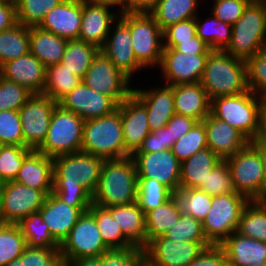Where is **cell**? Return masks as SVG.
<instances>
[{
    "instance_id": "6da1fadb",
    "label": "cell",
    "mask_w": 266,
    "mask_h": 266,
    "mask_svg": "<svg viewBox=\"0 0 266 266\" xmlns=\"http://www.w3.org/2000/svg\"><path fill=\"white\" fill-rule=\"evenodd\" d=\"M103 162L83 151L53 158L52 193L70 206L90 207Z\"/></svg>"
},
{
    "instance_id": "7a4b0ae2",
    "label": "cell",
    "mask_w": 266,
    "mask_h": 266,
    "mask_svg": "<svg viewBox=\"0 0 266 266\" xmlns=\"http://www.w3.org/2000/svg\"><path fill=\"white\" fill-rule=\"evenodd\" d=\"M138 176L132 156L104 160L92 204L103 208L137 202Z\"/></svg>"
},
{
    "instance_id": "3957f363",
    "label": "cell",
    "mask_w": 266,
    "mask_h": 266,
    "mask_svg": "<svg viewBox=\"0 0 266 266\" xmlns=\"http://www.w3.org/2000/svg\"><path fill=\"white\" fill-rule=\"evenodd\" d=\"M209 100L243 94L249 90L246 61L225 50H211L200 81Z\"/></svg>"
},
{
    "instance_id": "277c9868",
    "label": "cell",
    "mask_w": 266,
    "mask_h": 266,
    "mask_svg": "<svg viewBox=\"0 0 266 266\" xmlns=\"http://www.w3.org/2000/svg\"><path fill=\"white\" fill-rule=\"evenodd\" d=\"M266 49V0H251L241 18L232 25L231 42L225 49L247 60Z\"/></svg>"
},
{
    "instance_id": "5b68a950",
    "label": "cell",
    "mask_w": 266,
    "mask_h": 266,
    "mask_svg": "<svg viewBox=\"0 0 266 266\" xmlns=\"http://www.w3.org/2000/svg\"><path fill=\"white\" fill-rule=\"evenodd\" d=\"M81 151L103 160L125 157V145L120 111L86 120Z\"/></svg>"
},
{
    "instance_id": "8992f818",
    "label": "cell",
    "mask_w": 266,
    "mask_h": 266,
    "mask_svg": "<svg viewBox=\"0 0 266 266\" xmlns=\"http://www.w3.org/2000/svg\"><path fill=\"white\" fill-rule=\"evenodd\" d=\"M262 97L251 90L243 94L217 97L211 100L210 113L239 130L249 141L259 132Z\"/></svg>"
},
{
    "instance_id": "52a82bcc",
    "label": "cell",
    "mask_w": 266,
    "mask_h": 266,
    "mask_svg": "<svg viewBox=\"0 0 266 266\" xmlns=\"http://www.w3.org/2000/svg\"><path fill=\"white\" fill-rule=\"evenodd\" d=\"M129 27L131 45L136 60L147 70L159 68L163 53V34L155 18L147 13H120ZM150 67V68H149Z\"/></svg>"
},
{
    "instance_id": "ba28073f",
    "label": "cell",
    "mask_w": 266,
    "mask_h": 266,
    "mask_svg": "<svg viewBox=\"0 0 266 266\" xmlns=\"http://www.w3.org/2000/svg\"><path fill=\"white\" fill-rule=\"evenodd\" d=\"M248 203L245 196L235 191L212 196L211 208L202 221L205 238L211 245L220 246L237 231L241 213Z\"/></svg>"
},
{
    "instance_id": "9c48e42d",
    "label": "cell",
    "mask_w": 266,
    "mask_h": 266,
    "mask_svg": "<svg viewBox=\"0 0 266 266\" xmlns=\"http://www.w3.org/2000/svg\"><path fill=\"white\" fill-rule=\"evenodd\" d=\"M84 122L79 115L57 104L46 139L38 151L50 158L81 151Z\"/></svg>"
},
{
    "instance_id": "30bf717a",
    "label": "cell",
    "mask_w": 266,
    "mask_h": 266,
    "mask_svg": "<svg viewBox=\"0 0 266 266\" xmlns=\"http://www.w3.org/2000/svg\"><path fill=\"white\" fill-rule=\"evenodd\" d=\"M224 160L230 168L235 192L249 201H266L262 161L258 150L250 142Z\"/></svg>"
},
{
    "instance_id": "8fae6325",
    "label": "cell",
    "mask_w": 266,
    "mask_h": 266,
    "mask_svg": "<svg viewBox=\"0 0 266 266\" xmlns=\"http://www.w3.org/2000/svg\"><path fill=\"white\" fill-rule=\"evenodd\" d=\"M89 88L111 97L118 105L133 92L134 83L100 50L82 80Z\"/></svg>"
},
{
    "instance_id": "7c38bea8",
    "label": "cell",
    "mask_w": 266,
    "mask_h": 266,
    "mask_svg": "<svg viewBox=\"0 0 266 266\" xmlns=\"http://www.w3.org/2000/svg\"><path fill=\"white\" fill-rule=\"evenodd\" d=\"M108 249L97 228L95 217L89 211L79 217L60 245L64 266L76 259L101 256Z\"/></svg>"
},
{
    "instance_id": "4fadbf2b",
    "label": "cell",
    "mask_w": 266,
    "mask_h": 266,
    "mask_svg": "<svg viewBox=\"0 0 266 266\" xmlns=\"http://www.w3.org/2000/svg\"><path fill=\"white\" fill-rule=\"evenodd\" d=\"M57 102L43 94H32L18 110L23 130L24 147L38 150L44 143Z\"/></svg>"
},
{
    "instance_id": "5bb4252c",
    "label": "cell",
    "mask_w": 266,
    "mask_h": 266,
    "mask_svg": "<svg viewBox=\"0 0 266 266\" xmlns=\"http://www.w3.org/2000/svg\"><path fill=\"white\" fill-rule=\"evenodd\" d=\"M211 246L209 242L174 241L159 236L145 246L144 261L149 266H188Z\"/></svg>"
},
{
    "instance_id": "9a60e30c",
    "label": "cell",
    "mask_w": 266,
    "mask_h": 266,
    "mask_svg": "<svg viewBox=\"0 0 266 266\" xmlns=\"http://www.w3.org/2000/svg\"><path fill=\"white\" fill-rule=\"evenodd\" d=\"M207 57L208 54H185L163 47L159 78L163 84L170 86L199 83Z\"/></svg>"
},
{
    "instance_id": "2e32d148",
    "label": "cell",
    "mask_w": 266,
    "mask_h": 266,
    "mask_svg": "<svg viewBox=\"0 0 266 266\" xmlns=\"http://www.w3.org/2000/svg\"><path fill=\"white\" fill-rule=\"evenodd\" d=\"M3 223L18 224L22 219L37 213L43 206L46 194L16 181L0 186Z\"/></svg>"
},
{
    "instance_id": "e0dca14e",
    "label": "cell",
    "mask_w": 266,
    "mask_h": 266,
    "mask_svg": "<svg viewBox=\"0 0 266 266\" xmlns=\"http://www.w3.org/2000/svg\"><path fill=\"white\" fill-rule=\"evenodd\" d=\"M138 178H152L167 186L172 192L180 189L181 162L171 149L154 153H134Z\"/></svg>"
},
{
    "instance_id": "ac0fdd59",
    "label": "cell",
    "mask_w": 266,
    "mask_h": 266,
    "mask_svg": "<svg viewBox=\"0 0 266 266\" xmlns=\"http://www.w3.org/2000/svg\"><path fill=\"white\" fill-rule=\"evenodd\" d=\"M101 51L116 68L132 81L137 78L134 77L136 73L145 72V68L136 60L134 55L129 27L119 17L111 25L109 35Z\"/></svg>"
},
{
    "instance_id": "d6986e66",
    "label": "cell",
    "mask_w": 266,
    "mask_h": 266,
    "mask_svg": "<svg viewBox=\"0 0 266 266\" xmlns=\"http://www.w3.org/2000/svg\"><path fill=\"white\" fill-rule=\"evenodd\" d=\"M148 87L133 86L132 94L145 106L148 114V124L152 131L164 128L176 114L173 86L160 84ZM150 86V87H149ZM141 87L143 89H141Z\"/></svg>"
},
{
    "instance_id": "ffe728a7",
    "label": "cell",
    "mask_w": 266,
    "mask_h": 266,
    "mask_svg": "<svg viewBox=\"0 0 266 266\" xmlns=\"http://www.w3.org/2000/svg\"><path fill=\"white\" fill-rule=\"evenodd\" d=\"M58 105L79 115L84 121L111 114L118 108L111 97L89 88L83 81L63 97Z\"/></svg>"
},
{
    "instance_id": "44dd1931",
    "label": "cell",
    "mask_w": 266,
    "mask_h": 266,
    "mask_svg": "<svg viewBox=\"0 0 266 266\" xmlns=\"http://www.w3.org/2000/svg\"><path fill=\"white\" fill-rule=\"evenodd\" d=\"M119 13L108 5L97 4L91 0H82V20L78 39L102 49L111 25L118 19Z\"/></svg>"
},
{
    "instance_id": "7402d4cb",
    "label": "cell",
    "mask_w": 266,
    "mask_h": 266,
    "mask_svg": "<svg viewBox=\"0 0 266 266\" xmlns=\"http://www.w3.org/2000/svg\"><path fill=\"white\" fill-rule=\"evenodd\" d=\"M117 109L122 121L125 157L132 156L151 132L147 110L133 94L124 99Z\"/></svg>"
},
{
    "instance_id": "603a6c76",
    "label": "cell",
    "mask_w": 266,
    "mask_h": 266,
    "mask_svg": "<svg viewBox=\"0 0 266 266\" xmlns=\"http://www.w3.org/2000/svg\"><path fill=\"white\" fill-rule=\"evenodd\" d=\"M90 207H74L60 200L54 193L46 196L38 211L49 228L53 239L61 245L79 217Z\"/></svg>"
},
{
    "instance_id": "cb8c5ba5",
    "label": "cell",
    "mask_w": 266,
    "mask_h": 266,
    "mask_svg": "<svg viewBox=\"0 0 266 266\" xmlns=\"http://www.w3.org/2000/svg\"><path fill=\"white\" fill-rule=\"evenodd\" d=\"M0 76L26 87L33 94H42L46 81V67L30 52L0 67Z\"/></svg>"
},
{
    "instance_id": "d4e9b609",
    "label": "cell",
    "mask_w": 266,
    "mask_h": 266,
    "mask_svg": "<svg viewBox=\"0 0 266 266\" xmlns=\"http://www.w3.org/2000/svg\"><path fill=\"white\" fill-rule=\"evenodd\" d=\"M82 20V0H63L43 18L39 28L66 40L78 39Z\"/></svg>"
},
{
    "instance_id": "484cf974",
    "label": "cell",
    "mask_w": 266,
    "mask_h": 266,
    "mask_svg": "<svg viewBox=\"0 0 266 266\" xmlns=\"http://www.w3.org/2000/svg\"><path fill=\"white\" fill-rule=\"evenodd\" d=\"M208 148L223 160L243 149L250 141L236 128L211 113L203 121Z\"/></svg>"
},
{
    "instance_id": "4316f807",
    "label": "cell",
    "mask_w": 266,
    "mask_h": 266,
    "mask_svg": "<svg viewBox=\"0 0 266 266\" xmlns=\"http://www.w3.org/2000/svg\"><path fill=\"white\" fill-rule=\"evenodd\" d=\"M17 183L42 190L46 195L53 191V158L32 150L24 159L15 178Z\"/></svg>"
},
{
    "instance_id": "83f0119b",
    "label": "cell",
    "mask_w": 266,
    "mask_h": 266,
    "mask_svg": "<svg viewBox=\"0 0 266 266\" xmlns=\"http://www.w3.org/2000/svg\"><path fill=\"white\" fill-rule=\"evenodd\" d=\"M220 247L229 266H256L266 261V243L232 233Z\"/></svg>"
},
{
    "instance_id": "f1b7e54d",
    "label": "cell",
    "mask_w": 266,
    "mask_h": 266,
    "mask_svg": "<svg viewBox=\"0 0 266 266\" xmlns=\"http://www.w3.org/2000/svg\"><path fill=\"white\" fill-rule=\"evenodd\" d=\"M175 113L202 122L210 114L211 101L201 83L173 86Z\"/></svg>"
},
{
    "instance_id": "f546056e",
    "label": "cell",
    "mask_w": 266,
    "mask_h": 266,
    "mask_svg": "<svg viewBox=\"0 0 266 266\" xmlns=\"http://www.w3.org/2000/svg\"><path fill=\"white\" fill-rule=\"evenodd\" d=\"M116 220L123 235L134 245H147L145 213L137 202L106 208Z\"/></svg>"
},
{
    "instance_id": "4dcf8cb0",
    "label": "cell",
    "mask_w": 266,
    "mask_h": 266,
    "mask_svg": "<svg viewBox=\"0 0 266 266\" xmlns=\"http://www.w3.org/2000/svg\"><path fill=\"white\" fill-rule=\"evenodd\" d=\"M223 159L208 147L181 163L180 189H198Z\"/></svg>"
},
{
    "instance_id": "1f68e13d",
    "label": "cell",
    "mask_w": 266,
    "mask_h": 266,
    "mask_svg": "<svg viewBox=\"0 0 266 266\" xmlns=\"http://www.w3.org/2000/svg\"><path fill=\"white\" fill-rule=\"evenodd\" d=\"M68 40L39 27L29 28L30 53L48 68L61 63Z\"/></svg>"
},
{
    "instance_id": "d6a6232c",
    "label": "cell",
    "mask_w": 266,
    "mask_h": 266,
    "mask_svg": "<svg viewBox=\"0 0 266 266\" xmlns=\"http://www.w3.org/2000/svg\"><path fill=\"white\" fill-rule=\"evenodd\" d=\"M200 4L204 5L200 0H159L150 14L163 30L169 25L195 18L199 14Z\"/></svg>"
},
{
    "instance_id": "836d02e7",
    "label": "cell",
    "mask_w": 266,
    "mask_h": 266,
    "mask_svg": "<svg viewBox=\"0 0 266 266\" xmlns=\"http://www.w3.org/2000/svg\"><path fill=\"white\" fill-rule=\"evenodd\" d=\"M209 15L202 18L199 13L195 17L197 36L208 44L211 50H225L231 42L232 25L217 19L212 12Z\"/></svg>"
},
{
    "instance_id": "e575fe53",
    "label": "cell",
    "mask_w": 266,
    "mask_h": 266,
    "mask_svg": "<svg viewBox=\"0 0 266 266\" xmlns=\"http://www.w3.org/2000/svg\"><path fill=\"white\" fill-rule=\"evenodd\" d=\"M236 232L266 243V201H249L241 213Z\"/></svg>"
},
{
    "instance_id": "d590c367",
    "label": "cell",
    "mask_w": 266,
    "mask_h": 266,
    "mask_svg": "<svg viewBox=\"0 0 266 266\" xmlns=\"http://www.w3.org/2000/svg\"><path fill=\"white\" fill-rule=\"evenodd\" d=\"M100 51L97 47L79 39L69 40L61 64L82 80L93 58Z\"/></svg>"
},
{
    "instance_id": "8d00e7d4",
    "label": "cell",
    "mask_w": 266,
    "mask_h": 266,
    "mask_svg": "<svg viewBox=\"0 0 266 266\" xmlns=\"http://www.w3.org/2000/svg\"><path fill=\"white\" fill-rule=\"evenodd\" d=\"M180 212L173 197L145 214L147 244L172 228L179 220Z\"/></svg>"
},
{
    "instance_id": "74e56055",
    "label": "cell",
    "mask_w": 266,
    "mask_h": 266,
    "mask_svg": "<svg viewBox=\"0 0 266 266\" xmlns=\"http://www.w3.org/2000/svg\"><path fill=\"white\" fill-rule=\"evenodd\" d=\"M82 82L61 63L46 68V81L43 95L57 103Z\"/></svg>"
},
{
    "instance_id": "f35d334b",
    "label": "cell",
    "mask_w": 266,
    "mask_h": 266,
    "mask_svg": "<svg viewBox=\"0 0 266 266\" xmlns=\"http://www.w3.org/2000/svg\"><path fill=\"white\" fill-rule=\"evenodd\" d=\"M29 52V27L17 23L0 32V67Z\"/></svg>"
},
{
    "instance_id": "ab89813d",
    "label": "cell",
    "mask_w": 266,
    "mask_h": 266,
    "mask_svg": "<svg viewBox=\"0 0 266 266\" xmlns=\"http://www.w3.org/2000/svg\"><path fill=\"white\" fill-rule=\"evenodd\" d=\"M181 215L203 221L211 208L212 196L199 189H179L172 192Z\"/></svg>"
},
{
    "instance_id": "60d3db41",
    "label": "cell",
    "mask_w": 266,
    "mask_h": 266,
    "mask_svg": "<svg viewBox=\"0 0 266 266\" xmlns=\"http://www.w3.org/2000/svg\"><path fill=\"white\" fill-rule=\"evenodd\" d=\"M94 217L100 235L109 248H126L134 246L124 235L111 213L103 207L92 204L88 210Z\"/></svg>"
},
{
    "instance_id": "b9f144b4",
    "label": "cell",
    "mask_w": 266,
    "mask_h": 266,
    "mask_svg": "<svg viewBox=\"0 0 266 266\" xmlns=\"http://www.w3.org/2000/svg\"><path fill=\"white\" fill-rule=\"evenodd\" d=\"M25 237L27 246L36 248H60L39 212L22 219L17 224Z\"/></svg>"
},
{
    "instance_id": "7bdbcfd3",
    "label": "cell",
    "mask_w": 266,
    "mask_h": 266,
    "mask_svg": "<svg viewBox=\"0 0 266 266\" xmlns=\"http://www.w3.org/2000/svg\"><path fill=\"white\" fill-rule=\"evenodd\" d=\"M27 243L19 226L14 223H0V266H7L20 258Z\"/></svg>"
},
{
    "instance_id": "ee69618b",
    "label": "cell",
    "mask_w": 266,
    "mask_h": 266,
    "mask_svg": "<svg viewBox=\"0 0 266 266\" xmlns=\"http://www.w3.org/2000/svg\"><path fill=\"white\" fill-rule=\"evenodd\" d=\"M172 197V191L152 178H138L137 203L146 214Z\"/></svg>"
},
{
    "instance_id": "f6af8a7d",
    "label": "cell",
    "mask_w": 266,
    "mask_h": 266,
    "mask_svg": "<svg viewBox=\"0 0 266 266\" xmlns=\"http://www.w3.org/2000/svg\"><path fill=\"white\" fill-rule=\"evenodd\" d=\"M63 0H16L17 23L26 27H38L44 16Z\"/></svg>"
},
{
    "instance_id": "bcb514c9",
    "label": "cell",
    "mask_w": 266,
    "mask_h": 266,
    "mask_svg": "<svg viewBox=\"0 0 266 266\" xmlns=\"http://www.w3.org/2000/svg\"><path fill=\"white\" fill-rule=\"evenodd\" d=\"M206 130L203 122H197L184 136L173 144L171 151L182 163L196 152L207 148Z\"/></svg>"
},
{
    "instance_id": "7dc6e473",
    "label": "cell",
    "mask_w": 266,
    "mask_h": 266,
    "mask_svg": "<svg viewBox=\"0 0 266 266\" xmlns=\"http://www.w3.org/2000/svg\"><path fill=\"white\" fill-rule=\"evenodd\" d=\"M32 150L17 145H0V182L14 181L25 157Z\"/></svg>"
},
{
    "instance_id": "c3c4849f",
    "label": "cell",
    "mask_w": 266,
    "mask_h": 266,
    "mask_svg": "<svg viewBox=\"0 0 266 266\" xmlns=\"http://www.w3.org/2000/svg\"><path fill=\"white\" fill-rule=\"evenodd\" d=\"M164 238L174 241L208 242L202 222L188 215H180L179 220L163 234Z\"/></svg>"
},
{
    "instance_id": "681fc988",
    "label": "cell",
    "mask_w": 266,
    "mask_h": 266,
    "mask_svg": "<svg viewBox=\"0 0 266 266\" xmlns=\"http://www.w3.org/2000/svg\"><path fill=\"white\" fill-rule=\"evenodd\" d=\"M210 196H218L234 192L230 168L225 160H222L211 170L205 182L198 188Z\"/></svg>"
},
{
    "instance_id": "f907efd6",
    "label": "cell",
    "mask_w": 266,
    "mask_h": 266,
    "mask_svg": "<svg viewBox=\"0 0 266 266\" xmlns=\"http://www.w3.org/2000/svg\"><path fill=\"white\" fill-rule=\"evenodd\" d=\"M32 94L26 87L0 76V111H18Z\"/></svg>"
},
{
    "instance_id": "816d5d0a",
    "label": "cell",
    "mask_w": 266,
    "mask_h": 266,
    "mask_svg": "<svg viewBox=\"0 0 266 266\" xmlns=\"http://www.w3.org/2000/svg\"><path fill=\"white\" fill-rule=\"evenodd\" d=\"M248 87L259 97H266V49L246 60Z\"/></svg>"
},
{
    "instance_id": "f5cc1de1",
    "label": "cell",
    "mask_w": 266,
    "mask_h": 266,
    "mask_svg": "<svg viewBox=\"0 0 266 266\" xmlns=\"http://www.w3.org/2000/svg\"><path fill=\"white\" fill-rule=\"evenodd\" d=\"M0 145L24 146L23 130L18 111H0Z\"/></svg>"
},
{
    "instance_id": "db71d44e",
    "label": "cell",
    "mask_w": 266,
    "mask_h": 266,
    "mask_svg": "<svg viewBox=\"0 0 266 266\" xmlns=\"http://www.w3.org/2000/svg\"><path fill=\"white\" fill-rule=\"evenodd\" d=\"M144 262V248L132 246L112 248L101 255V266H140Z\"/></svg>"
},
{
    "instance_id": "11a10c76",
    "label": "cell",
    "mask_w": 266,
    "mask_h": 266,
    "mask_svg": "<svg viewBox=\"0 0 266 266\" xmlns=\"http://www.w3.org/2000/svg\"><path fill=\"white\" fill-rule=\"evenodd\" d=\"M251 0H216L211 2L212 7L208 10L222 22L233 25L236 23Z\"/></svg>"
},
{
    "instance_id": "9f6ffc18",
    "label": "cell",
    "mask_w": 266,
    "mask_h": 266,
    "mask_svg": "<svg viewBox=\"0 0 266 266\" xmlns=\"http://www.w3.org/2000/svg\"><path fill=\"white\" fill-rule=\"evenodd\" d=\"M20 259H27V266H64L60 248L26 246Z\"/></svg>"
},
{
    "instance_id": "6f0895ef",
    "label": "cell",
    "mask_w": 266,
    "mask_h": 266,
    "mask_svg": "<svg viewBox=\"0 0 266 266\" xmlns=\"http://www.w3.org/2000/svg\"><path fill=\"white\" fill-rule=\"evenodd\" d=\"M196 31L197 25L195 18L169 25L162 30L163 47L174 48L180 41L190 40L196 36Z\"/></svg>"
},
{
    "instance_id": "680465c9",
    "label": "cell",
    "mask_w": 266,
    "mask_h": 266,
    "mask_svg": "<svg viewBox=\"0 0 266 266\" xmlns=\"http://www.w3.org/2000/svg\"><path fill=\"white\" fill-rule=\"evenodd\" d=\"M174 143L175 141L171 140L169 129L164 127L150 132L135 153H154L171 149Z\"/></svg>"
},
{
    "instance_id": "91938a15",
    "label": "cell",
    "mask_w": 266,
    "mask_h": 266,
    "mask_svg": "<svg viewBox=\"0 0 266 266\" xmlns=\"http://www.w3.org/2000/svg\"><path fill=\"white\" fill-rule=\"evenodd\" d=\"M188 266H229L226 254L220 246L206 248Z\"/></svg>"
},
{
    "instance_id": "94428289",
    "label": "cell",
    "mask_w": 266,
    "mask_h": 266,
    "mask_svg": "<svg viewBox=\"0 0 266 266\" xmlns=\"http://www.w3.org/2000/svg\"><path fill=\"white\" fill-rule=\"evenodd\" d=\"M197 122L198 121L192 117L175 114L165 127L170 131L171 140L177 141Z\"/></svg>"
},
{
    "instance_id": "6125c7cd",
    "label": "cell",
    "mask_w": 266,
    "mask_h": 266,
    "mask_svg": "<svg viewBox=\"0 0 266 266\" xmlns=\"http://www.w3.org/2000/svg\"><path fill=\"white\" fill-rule=\"evenodd\" d=\"M17 24L16 4L8 0H0V32Z\"/></svg>"
},
{
    "instance_id": "be15d7a7",
    "label": "cell",
    "mask_w": 266,
    "mask_h": 266,
    "mask_svg": "<svg viewBox=\"0 0 266 266\" xmlns=\"http://www.w3.org/2000/svg\"><path fill=\"white\" fill-rule=\"evenodd\" d=\"M174 49L185 54H209L211 51L208 44L201 40L197 35L190 40L180 41Z\"/></svg>"
},
{
    "instance_id": "e7e4bbea",
    "label": "cell",
    "mask_w": 266,
    "mask_h": 266,
    "mask_svg": "<svg viewBox=\"0 0 266 266\" xmlns=\"http://www.w3.org/2000/svg\"><path fill=\"white\" fill-rule=\"evenodd\" d=\"M158 2L159 0H130V12L150 14Z\"/></svg>"
},
{
    "instance_id": "03108f58",
    "label": "cell",
    "mask_w": 266,
    "mask_h": 266,
    "mask_svg": "<svg viewBox=\"0 0 266 266\" xmlns=\"http://www.w3.org/2000/svg\"><path fill=\"white\" fill-rule=\"evenodd\" d=\"M97 4L111 6L120 13L130 12V0H91Z\"/></svg>"
},
{
    "instance_id": "003e7915",
    "label": "cell",
    "mask_w": 266,
    "mask_h": 266,
    "mask_svg": "<svg viewBox=\"0 0 266 266\" xmlns=\"http://www.w3.org/2000/svg\"><path fill=\"white\" fill-rule=\"evenodd\" d=\"M256 140L266 143V97L262 98L260 107L259 132Z\"/></svg>"
},
{
    "instance_id": "a7ac6f4b",
    "label": "cell",
    "mask_w": 266,
    "mask_h": 266,
    "mask_svg": "<svg viewBox=\"0 0 266 266\" xmlns=\"http://www.w3.org/2000/svg\"><path fill=\"white\" fill-rule=\"evenodd\" d=\"M250 143L258 150L264 173V196L266 197V143L258 140L250 141Z\"/></svg>"
},
{
    "instance_id": "89a4df30",
    "label": "cell",
    "mask_w": 266,
    "mask_h": 266,
    "mask_svg": "<svg viewBox=\"0 0 266 266\" xmlns=\"http://www.w3.org/2000/svg\"><path fill=\"white\" fill-rule=\"evenodd\" d=\"M66 266H101V256L76 259L70 261Z\"/></svg>"
},
{
    "instance_id": "2644e50d",
    "label": "cell",
    "mask_w": 266,
    "mask_h": 266,
    "mask_svg": "<svg viewBox=\"0 0 266 266\" xmlns=\"http://www.w3.org/2000/svg\"><path fill=\"white\" fill-rule=\"evenodd\" d=\"M7 266H27V259L17 258L10 262Z\"/></svg>"
},
{
    "instance_id": "8c879c8a",
    "label": "cell",
    "mask_w": 266,
    "mask_h": 266,
    "mask_svg": "<svg viewBox=\"0 0 266 266\" xmlns=\"http://www.w3.org/2000/svg\"><path fill=\"white\" fill-rule=\"evenodd\" d=\"M1 202H2V201H1V191H0V223H3Z\"/></svg>"
},
{
    "instance_id": "753ad0ef",
    "label": "cell",
    "mask_w": 266,
    "mask_h": 266,
    "mask_svg": "<svg viewBox=\"0 0 266 266\" xmlns=\"http://www.w3.org/2000/svg\"><path fill=\"white\" fill-rule=\"evenodd\" d=\"M256 266H266V261L263 262V263H261V264H258V265H256Z\"/></svg>"
},
{
    "instance_id": "34e18365",
    "label": "cell",
    "mask_w": 266,
    "mask_h": 266,
    "mask_svg": "<svg viewBox=\"0 0 266 266\" xmlns=\"http://www.w3.org/2000/svg\"><path fill=\"white\" fill-rule=\"evenodd\" d=\"M141 266H149L145 261L141 264Z\"/></svg>"
}]
</instances>
